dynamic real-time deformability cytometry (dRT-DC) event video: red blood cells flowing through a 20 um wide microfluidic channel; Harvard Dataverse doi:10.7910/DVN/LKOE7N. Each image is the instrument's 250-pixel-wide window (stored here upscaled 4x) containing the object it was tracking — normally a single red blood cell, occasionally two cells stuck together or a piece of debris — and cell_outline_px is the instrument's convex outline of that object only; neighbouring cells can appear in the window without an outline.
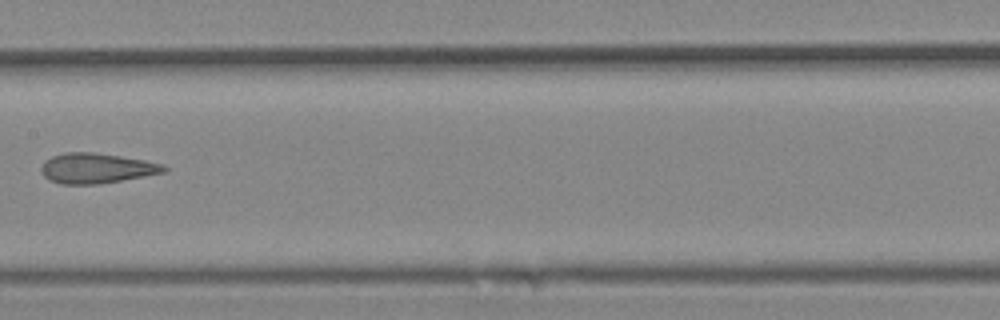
{"species": "Egyptian fruit bat (a non-hibernating species)", "species_latin": "Rousettus aegyptiacus", "temperature_condition": "cold", "stored_images_in_passage": 11, "camera_frame_rate_fps": 3000, "um_per_image_px": 0.085, "animal": {"sex": "female"}, "frame": {"image": 1, "passage_image": 10, "time_ms": 11.333, "image_size_px": [1000, 320], "cell_outline_px": [[168, 168], [164, 172], [144, 176], [100, 184], [60, 184], [48, 180], [44, 176], [40, 168], [44, 160], [52, 156], [64, 152], [92, 152], [120, 156], [144, 160], [164, 164]], "centroid_in_image_um": [8.16, 14.3], "position_along_channel_um": 199.2, "area_um2": 21.62}}
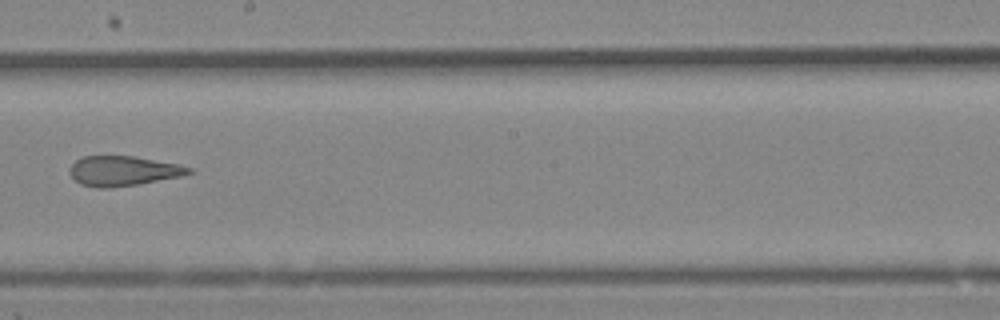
{"frame": {"image": 2, "passage_image": 11, "time_ms": 12.333, "image_size_px": [1000, 320], "cell_outline_px": [[196, 172], [180, 176], [136, 184], [108, 188], [96, 188], [80, 184], [72, 176], [72, 164], [76, 160], [84, 156], [132, 156], [176, 164], [192, 168]], "centroid_in_image_um": [10.48, 14.53], "position_along_channel_um": 237.7, "area_um2": 20.29}}